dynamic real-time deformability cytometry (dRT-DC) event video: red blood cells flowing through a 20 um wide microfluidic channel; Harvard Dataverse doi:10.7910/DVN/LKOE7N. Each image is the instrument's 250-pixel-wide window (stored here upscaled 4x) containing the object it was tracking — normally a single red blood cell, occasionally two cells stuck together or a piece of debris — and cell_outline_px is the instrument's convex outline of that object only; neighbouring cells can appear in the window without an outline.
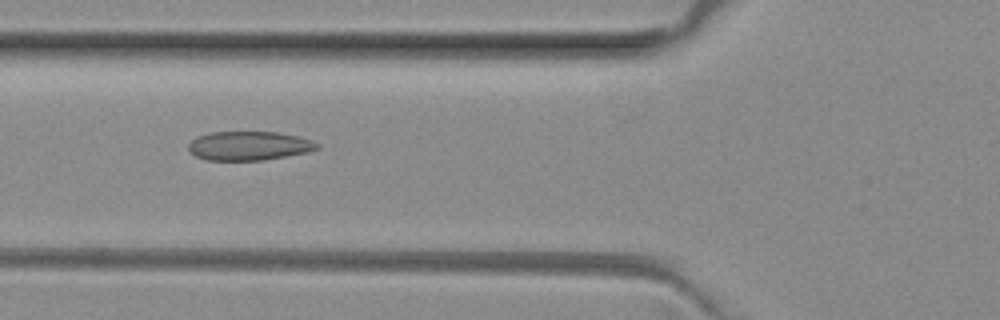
{"species": "common noctule bat (a hibernating species)", "species_latin": "Nyctalus noctula", "temperature_condition": "room temperature", "stored_images_in_passage": 48, "camera_frame_rate_fps": 3000, "um_per_image_px": 0.085, "animal": {"sex": "female", "body_mass_g": 29.2, "forearm_length_mm": 56.3}, "frame": {"image": 1, "passage_image": 16, "time_ms": 5.0, "image_size_px": [1000, 320], "cell_outline_px": [[320, 148], [308, 152], [264, 160], [208, 160], [196, 156], [188, 152], [188, 144], [196, 136], [212, 132], [276, 132], [300, 136], [312, 140], [320, 144]], "centroid_in_image_um": [21.18, 12.39], "position_along_channel_um": 104.6, "area_um2": 21.91}}
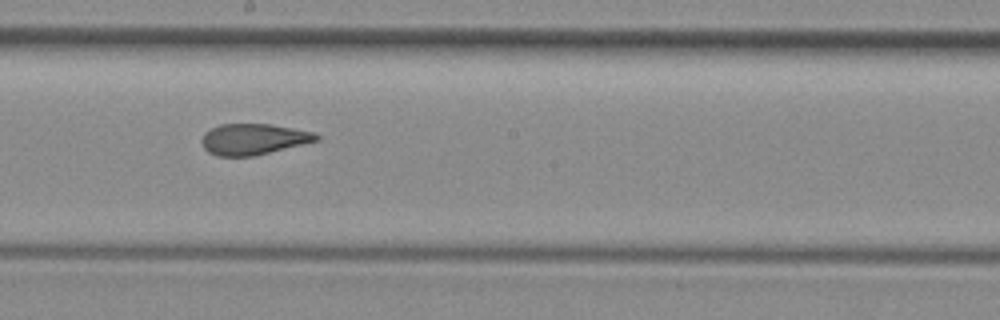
{"frame": {"image": 2, "passage_image": 25, "time_ms": 8.0, "image_size_px": [1000, 320], "cell_outline_px": [[320, 140], [252, 156], [216, 156], [208, 152], [204, 148], [200, 140], [204, 132], [220, 124], [272, 124], [312, 132], [320, 136]], "centroid_in_image_um": [21.5, 11.83], "position_along_channel_um": 226.7, "area_um2": 20.63}}
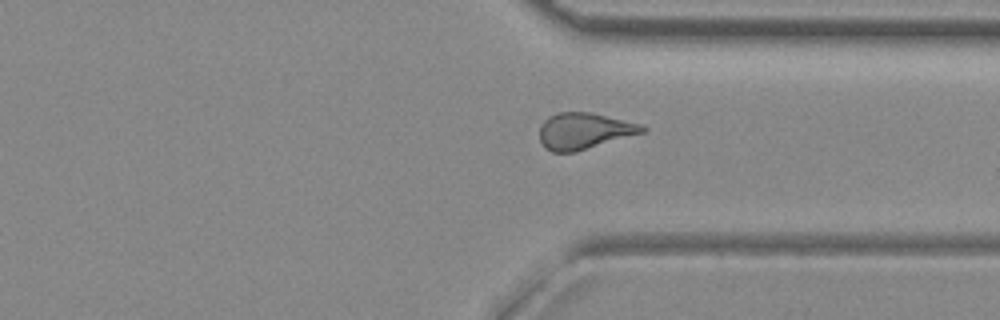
{"frame": {"image": 3, "passage_image": 35, "time_ms": 11.333, "image_size_px": [1000, 320], "cell_outline_px": [[648, 128], [644, 132], [576, 152], [552, 152], [544, 148], [540, 140], [540, 124], [548, 116], [560, 112], [592, 112], [640, 124]], "centroid_in_image_um": [49.62, 11.13], "position_along_channel_um": 361.8, "area_um2": 21.79}, "authors_computed_cell_mechanics": {"area_um2": 21.964, "velocity_mm_per_s": 4.058, "shape_relaxation_time_tau1_ms": null, "shape_relaxation_time_tau2_ms": 1.8283, "deformation_change_tau1": null, "deformation_change_tau2": 0.0898}}